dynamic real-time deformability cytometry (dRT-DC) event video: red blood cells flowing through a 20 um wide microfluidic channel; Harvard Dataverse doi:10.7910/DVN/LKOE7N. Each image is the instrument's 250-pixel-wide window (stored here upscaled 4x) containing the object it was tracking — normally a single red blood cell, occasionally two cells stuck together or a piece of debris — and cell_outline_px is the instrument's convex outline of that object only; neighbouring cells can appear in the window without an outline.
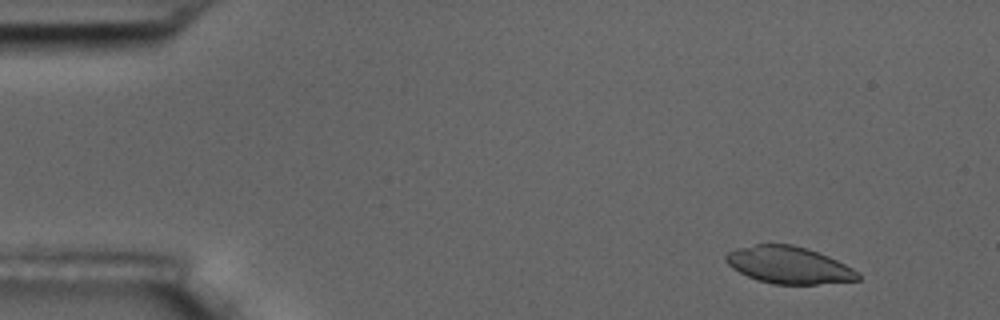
{"species": "common noctule bat (a hibernating species)", "species_latin": "Nyctalus noctula", "temperature_condition": "room temperature", "stored_images_in_passage": 4, "camera_frame_rate_fps": 3000, "um_per_image_px": 0.085, "animal": {"sex": "male", "body_mass_g": 17.5, "forearm_length_mm": 52.3}, "frame": {"image": 1, "passage_image": 1, "time_ms": 0.0, "image_size_px": [1000, 320], "cell_outline_px": [[860, 280], [816, 284], [772, 284], [756, 280], [732, 268], [724, 260], [724, 256], [728, 252], [736, 248], [756, 244], [792, 244], [808, 248], [828, 256], [852, 268], [860, 276]], "centroid_in_image_um": [67.01, 22.52], "position_along_channel_um": 18.0, "area_um2": 28.5}}
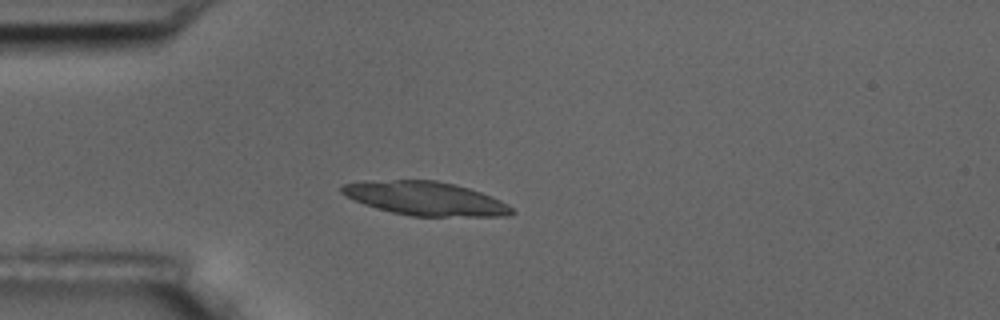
{"frame": {"image": 2, "passage_image": 4, "time_ms": 3.333, "image_size_px": [1000, 320], "cell_outline_px": [[516, 212], [508, 216], [412, 216], [392, 212], [376, 208], [364, 204], [340, 192], [340, 184], [364, 180], [436, 180], [468, 188], [492, 196], [508, 204]], "centroid_in_image_um": [36.14, 16.86], "position_along_channel_um": 48.9, "area_um2": 33.41}}